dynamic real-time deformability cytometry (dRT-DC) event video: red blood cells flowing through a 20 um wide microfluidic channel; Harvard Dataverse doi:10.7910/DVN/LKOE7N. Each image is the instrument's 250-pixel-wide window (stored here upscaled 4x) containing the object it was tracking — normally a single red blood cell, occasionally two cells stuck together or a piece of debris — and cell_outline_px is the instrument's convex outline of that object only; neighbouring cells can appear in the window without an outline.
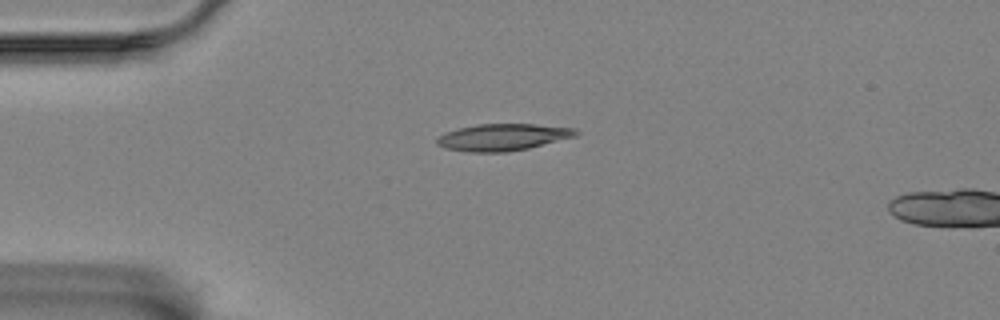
{"species": "Egyptian fruit bat (a non-hibernating species)", "species_latin": "Rousettus aegyptiacus", "temperature_condition": "room temperature", "stored_images_in_passage": 5, "camera_frame_rate_fps": 3000, "um_per_image_px": 0.085, "animal": {"sex": "female"}, "frame": {"image": 1, "passage_image": 1, "time_ms": 0.0, "image_size_px": [1000, 320], "cell_outline_px": [[580, 132], [576, 136], [528, 148], [504, 152], [468, 152], [444, 148], [436, 144], [436, 140], [440, 136], [448, 132], [460, 128], [476, 124], [536, 124], [576, 128]], "centroid_in_image_um": [42.76, 11.66], "position_along_channel_um": 42.2, "area_um2": 21.62}}